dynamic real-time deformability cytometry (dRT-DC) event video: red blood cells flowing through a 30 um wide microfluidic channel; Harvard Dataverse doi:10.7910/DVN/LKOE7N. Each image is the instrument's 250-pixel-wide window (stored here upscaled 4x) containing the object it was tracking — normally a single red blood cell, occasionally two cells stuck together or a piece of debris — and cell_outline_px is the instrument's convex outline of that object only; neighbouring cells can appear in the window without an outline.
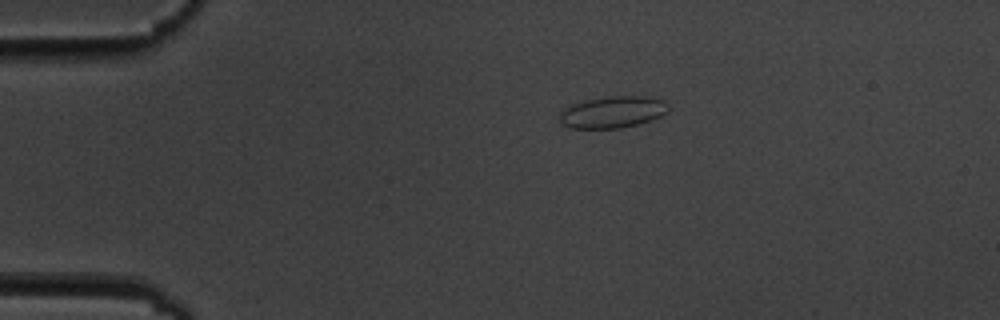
{"species": "common noctule bat (a hibernating species)", "species_latin": "Nyctalus noctula", "temperature_condition": "cold", "stored_images_in_passage": 7, "segment_of_instrument_passage": [2, 2], "camera_frame_rate_fps": 3000, "um_per_image_px": 0.085, "animal": {"sex": "male", "body_mass_g": 19.5, "forearm_length_mm": 54.6}, "frame": {"image": 1, "passage_image": 7, "time_ms": 7.0, "image_size_px": [1000, 320], "cell_outline_px": [[668, 112], [652, 120], [620, 128], [568, 128], [560, 120], [560, 112], [564, 108], [572, 104], [588, 100], [608, 96], [648, 96], [664, 100], [668, 104]], "centroid_in_image_um": [52.1, 9.52], "position_along_channel_um": 32.9, "area_um2": 20.06}}